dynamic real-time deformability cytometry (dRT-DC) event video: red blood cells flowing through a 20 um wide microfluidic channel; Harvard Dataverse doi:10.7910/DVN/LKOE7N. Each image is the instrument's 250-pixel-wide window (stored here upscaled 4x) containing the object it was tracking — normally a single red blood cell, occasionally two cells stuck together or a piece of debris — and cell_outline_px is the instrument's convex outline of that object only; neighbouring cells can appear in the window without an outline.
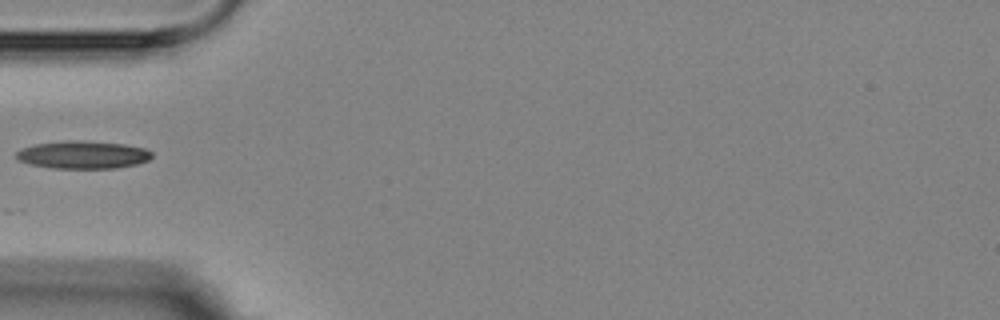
{"species": "Egyptian fruit bat (a non-hibernating species)", "species_latin": "Rousettus aegyptiacus", "temperature_condition": "room temperature", "stored_images_in_passage": 2, "camera_frame_rate_fps": 3000, "um_per_image_px": 0.085, "animal": {"sex": "female"}, "frame": {"image": 1, "passage_image": 1, "time_ms": 0.0, "image_size_px": [1000, 320], "cell_outline_px": [[152, 156], [148, 160], [136, 164], [116, 168], [52, 168], [32, 164], [20, 160], [16, 156], [16, 152], [20, 148], [36, 144], [64, 140], [84, 140], [124, 144], [144, 148], [152, 152]], "centroid_in_image_um": [7.05, 13.14], "position_along_channel_um": 77.9, "area_um2": 21.91}}
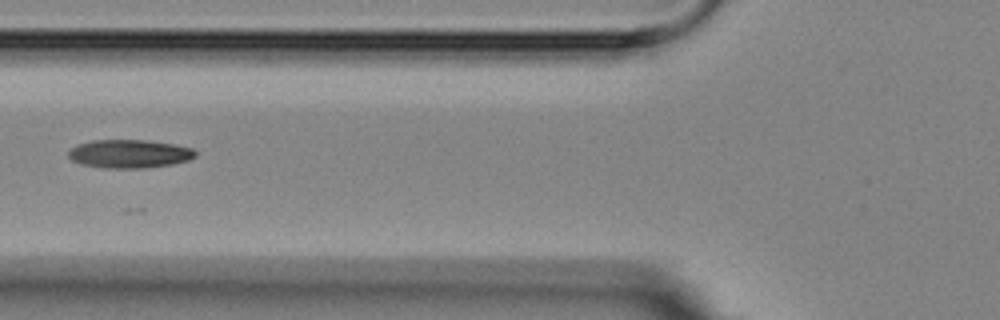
{"frame": {"image": 2, "passage_image": 2, "time_ms": 1.0, "image_size_px": [1000, 320], "cell_outline_px": [[196, 156], [188, 160], [172, 164], [144, 168], [104, 168], [80, 164], [72, 160], [68, 156], [68, 152], [72, 148], [80, 144], [92, 140], [144, 140], [172, 144], [192, 148], [196, 152]], "centroid_in_image_um": [10.99, 13.08], "position_along_channel_um": 114.8, "area_um2": 20.87}}